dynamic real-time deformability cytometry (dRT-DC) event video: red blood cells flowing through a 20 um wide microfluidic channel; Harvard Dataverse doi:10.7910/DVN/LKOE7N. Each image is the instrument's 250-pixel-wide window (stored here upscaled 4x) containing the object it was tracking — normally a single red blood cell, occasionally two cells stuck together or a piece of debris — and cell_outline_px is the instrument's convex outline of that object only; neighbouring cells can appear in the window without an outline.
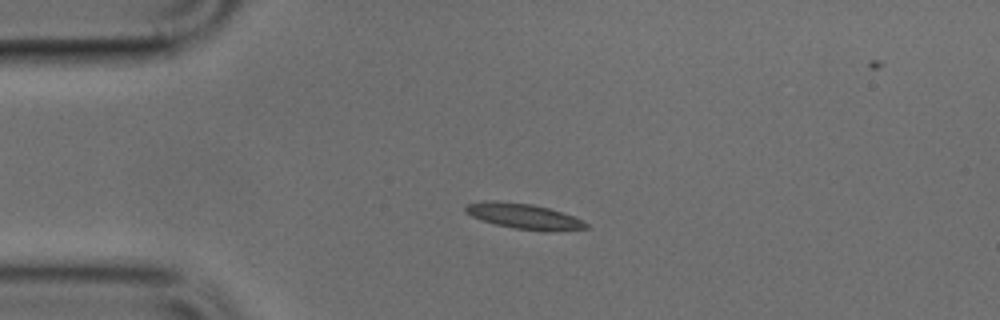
{"species": "common noctule bat (a hibernating species)", "species_latin": "Nyctalus noctula", "temperature_condition": "cold", "stored_images_in_passage": 50, "camera_frame_rate_fps": 3000, "um_per_image_px": 0.085, "animal": {"sex": "male", "body_mass_g": 17.9, "forearm_length_mm": 54.2}, "frame": {"image": 1, "passage_image": 11, "time_ms": 3.333, "image_size_px": [1000, 320], "cell_outline_px": [[588, 228], [548, 232], [544, 232], [516, 228], [496, 224], [480, 220], [464, 212], [464, 208], [468, 204], [484, 200], [496, 200], [532, 204], [548, 208], [576, 216], [584, 220], [588, 224]], "centroid_in_image_um": [44.55, 18.38], "position_along_channel_um": 40.5, "area_um2": 18.09}}
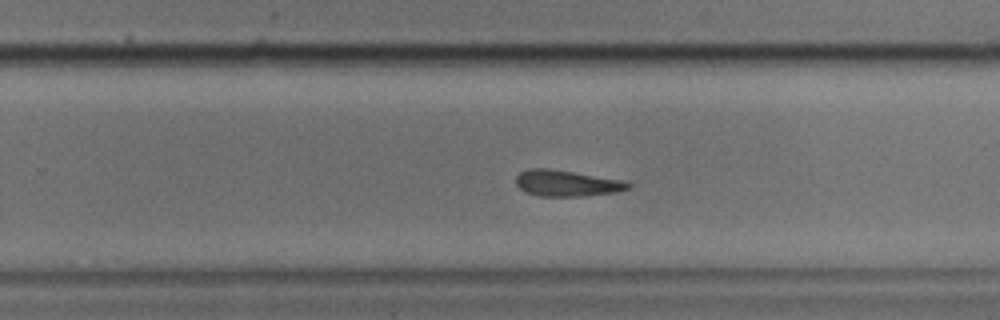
{"frame": {"image": 2, "passage_image": 31, "time_ms": 10.0, "image_size_px": [1000, 320], "cell_outline_px": [[632, 188], [616, 192], [584, 196], [540, 196], [524, 192], [516, 184], [516, 176], [520, 172], [528, 168], [548, 168], [628, 180], [632, 184]], "centroid_in_image_um": [48.23, 15.57], "position_along_channel_um": 281.6, "area_um2": 17.46}}
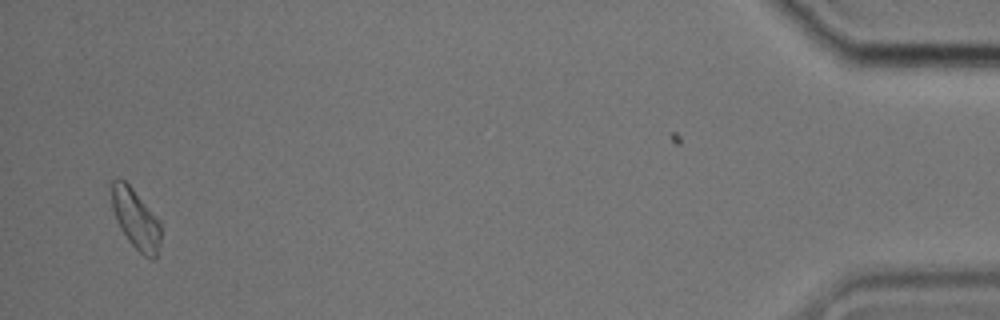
{"frame": {"image": 3, "passage_image": 48, "time_ms": 15.667, "image_size_px": [1000, 320], "cell_outline_px": [[160, 244], [156, 260], [152, 260], [144, 256], [128, 240], [120, 228], [116, 220], [112, 208], [112, 180], [124, 180], [132, 188], [160, 220]], "centroid_in_image_um": [11.56, 18.66], "position_along_channel_um": 423.6, "area_um2": 17.05}}